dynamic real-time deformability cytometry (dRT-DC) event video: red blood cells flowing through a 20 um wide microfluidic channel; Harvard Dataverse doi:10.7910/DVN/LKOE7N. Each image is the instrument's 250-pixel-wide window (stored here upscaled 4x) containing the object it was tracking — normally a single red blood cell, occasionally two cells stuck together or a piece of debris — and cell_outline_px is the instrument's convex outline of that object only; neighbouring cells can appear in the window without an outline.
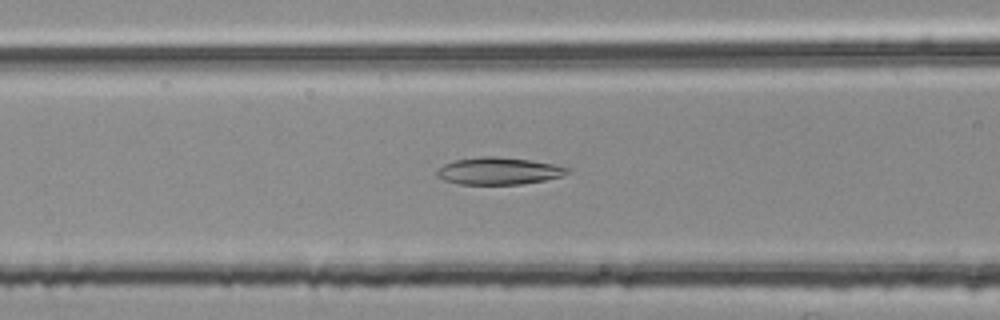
{"species": "common noctule bat (a hibernating species)", "species_latin": "Nyctalus noctula", "temperature_condition": "room temperature", "stored_images_in_passage": 36, "camera_frame_rate_fps": 3000, "um_per_image_px": 0.085, "animal": {"sex": "female", "body_mass_g": 25.1}, "frame": {"image": 1, "passage_image": 10, "time_ms": 3.0, "image_size_px": [1000, 320], "cell_outline_px": [[568, 172], [560, 176], [544, 180], [520, 184], [460, 184], [444, 180], [436, 176], [436, 172], [444, 164], [456, 160], [480, 156], [496, 156], [528, 160], [552, 164], [568, 168]], "centroid_in_image_um": [42.33, 14.53], "position_along_channel_um": 124.3, "area_um2": 20.29}}
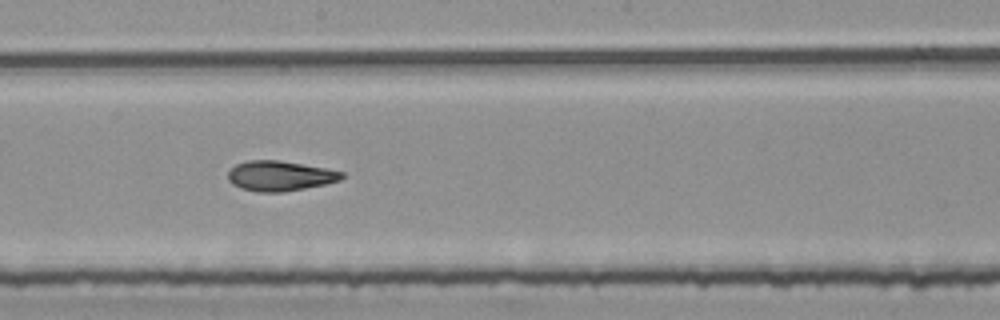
{"frame": {"image": 2, "passage_image": 18, "time_ms": 5.667, "image_size_px": [1000, 320], "cell_outline_px": [[344, 176], [340, 180], [324, 184], [284, 192], [256, 192], [240, 188], [232, 184], [228, 180], [228, 172], [236, 164], [248, 160], [280, 160], [324, 168], [344, 172]], "centroid_in_image_um": [23.76, 14.95], "position_along_channel_um": 224.4, "area_um2": 19.88}}
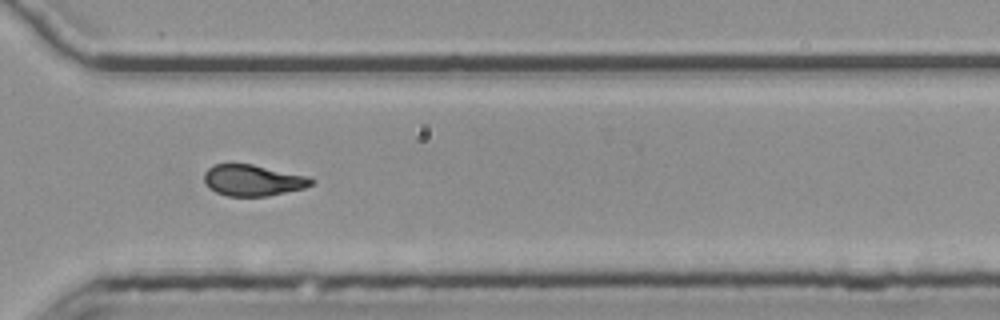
{"frame": {"image": 3, "passage_image": 28, "time_ms": 9.0, "image_size_px": [1000, 320], "cell_outline_px": [[316, 184], [304, 188], [268, 196], [228, 196], [216, 192], [208, 188], [204, 180], [204, 172], [212, 164], [252, 164], [308, 176], [316, 180]], "centroid_in_image_um": [21.51, 15.32], "position_along_channel_um": 349.1, "area_um2": 19.65}, "authors_computed_cell_mechanics": {"area_um2": 20.23, "velocity_mm_per_s": 3.7596, "shape_relaxation_time_tau1_ms": null, "shape_relaxation_time_tau2_ms": 3.8117, "deformation_change_tau1": null, "deformation_change_tau2": 0.1087}}